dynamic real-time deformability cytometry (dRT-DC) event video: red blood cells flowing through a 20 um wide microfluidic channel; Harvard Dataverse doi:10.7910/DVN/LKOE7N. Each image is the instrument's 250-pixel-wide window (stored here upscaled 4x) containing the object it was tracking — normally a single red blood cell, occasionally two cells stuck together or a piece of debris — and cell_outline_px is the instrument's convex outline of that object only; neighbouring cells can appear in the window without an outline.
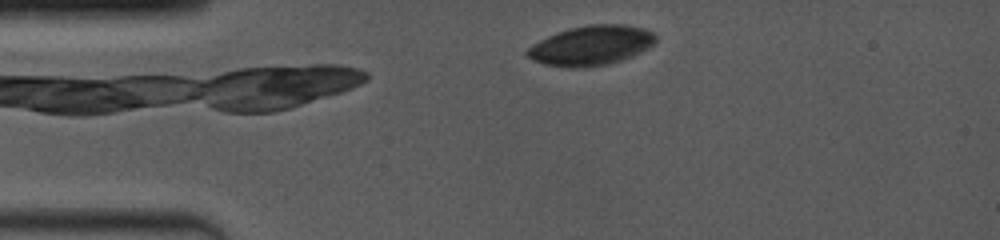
{"species": "common noctule bat (a hibernating species)", "species_latin": "Nyctalus noctula", "temperature_condition": "room temperature", "stored_images_in_passage": 20, "camera_frame_rate_fps": 4000, "um_per_image_px": 0.085, "animal": {"sex": "female", "body_mass_g": 19.0, "forearm_length_mm": 53.3}, "frame": {"image": 1, "passage_image": 7, "time_ms": 0.75, "image_size_px": [1000, 240], "cell_outline_px": [[656, 44], [632, 56], [608, 64], [576, 68], [568, 68], [544, 64], [528, 56], [524, 52], [528, 48], [540, 40], [548, 36], [568, 28], [588, 24], [624, 24], [644, 28], [652, 32], [656, 36]], "centroid_in_image_um": [50.28, 3.85], "position_along_channel_um": 34.7, "area_um2": 29.65}}